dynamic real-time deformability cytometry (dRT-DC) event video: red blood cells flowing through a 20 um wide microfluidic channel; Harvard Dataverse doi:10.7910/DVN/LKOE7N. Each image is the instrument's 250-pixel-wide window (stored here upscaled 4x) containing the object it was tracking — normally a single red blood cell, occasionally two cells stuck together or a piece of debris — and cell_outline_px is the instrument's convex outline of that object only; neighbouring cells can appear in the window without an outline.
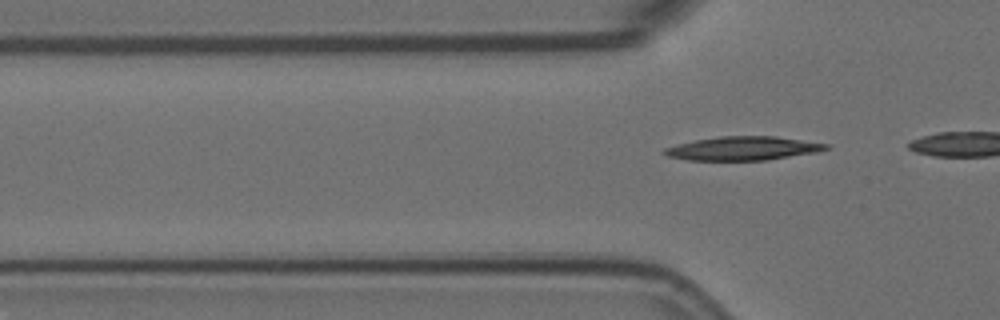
{"species": "Egyptian fruit bat (a non-hibernating species)", "species_latin": "Rousettus aegyptiacus", "temperature_condition": "room temperature", "stored_images_in_passage": 6, "segment_of_instrument_passage": [2, 2], "camera_frame_rate_fps": 3000, "um_per_image_px": 0.085, "animal": {"sex": "female"}, "frame": {"image": 1, "passage_image": 6, "time_ms": 1.667, "image_size_px": [1000, 320], "cell_outline_px": [[832, 148], [816, 152], [768, 160], [688, 160], [668, 156], [660, 152], [664, 148], [676, 144], [696, 140], [720, 136], [776, 136], [828, 144]], "centroid_in_image_um": [63.14, 12.61], "position_along_channel_um": 62.7, "area_um2": 22.37}}